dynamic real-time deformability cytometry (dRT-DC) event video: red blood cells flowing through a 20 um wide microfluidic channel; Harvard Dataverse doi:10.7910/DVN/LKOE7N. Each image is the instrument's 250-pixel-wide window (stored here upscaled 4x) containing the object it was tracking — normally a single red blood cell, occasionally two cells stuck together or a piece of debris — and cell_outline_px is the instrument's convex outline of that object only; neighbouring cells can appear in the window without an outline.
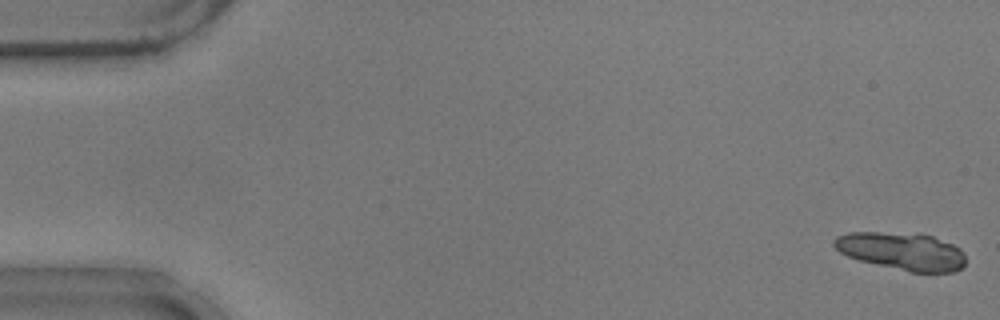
{"species": "common noctule bat (a hibernating species)", "species_latin": "Nyctalus noctula", "temperature_condition": "warm", "stored_images_in_passage": 10, "camera_frame_rate_fps": 3000, "um_per_image_px": 0.085, "animal": {"sex": "male", "body_mass_g": 17.9}, "frame": {"image": 1, "passage_image": 1, "time_ms": 0.0, "image_size_px": [1000, 320], "cell_outline_px": [[964, 264], [960, 268], [952, 272], [912, 272], [860, 260], [848, 256], [840, 252], [832, 244], [832, 240], [836, 236], [848, 232], [920, 232], [932, 236], [952, 244], [960, 248], [964, 252]], "centroid_in_image_um": [76.65, 21.32], "position_along_channel_um": 8.4, "area_um2": 28.96}}